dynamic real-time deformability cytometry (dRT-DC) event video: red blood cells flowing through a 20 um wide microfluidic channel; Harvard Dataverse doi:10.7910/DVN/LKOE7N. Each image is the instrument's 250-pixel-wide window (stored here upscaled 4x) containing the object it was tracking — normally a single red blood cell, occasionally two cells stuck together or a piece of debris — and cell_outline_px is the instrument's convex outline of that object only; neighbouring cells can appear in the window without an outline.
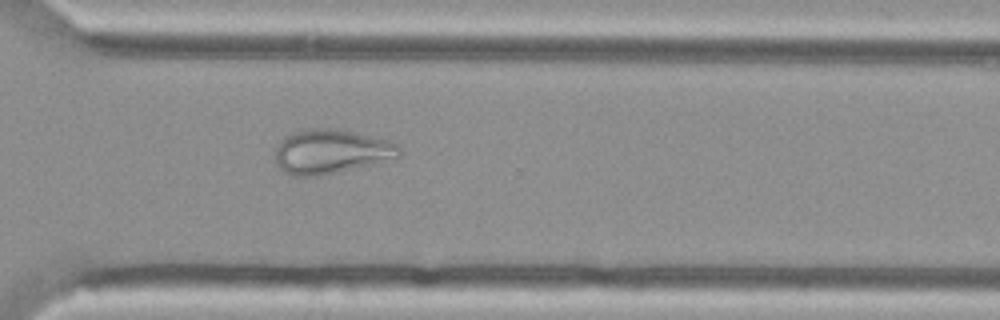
{"species": "Egyptian fruit bat (a non-hibernating species)", "species_latin": "Rousettus aegyptiacus", "temperature_condition": "cold", "stored_images_in_passage": 55, "camera_frame_rate_fps": 3000, "um_per_image_px": 0.085, "animal": {"sex": "female"}, "frame": {"image": 1, "passage_image": 40, "time_ms": 13.0, "image_size_px": [1000, 320], "cell_outline_px": [[400, 156], [380, 164], [316, 176], [292, 176], [284, 172], [280, 168], [276, 160], [276, 144], [284, 136], [292, 132], [308, 128], [328, 128], [352, 132], [384, 140], [396, 144], [400, 148]], "centroid_in_image_um": [28.11, 12.9], "position_along_channel_um": 342.5, "area_um2": 32.08}}
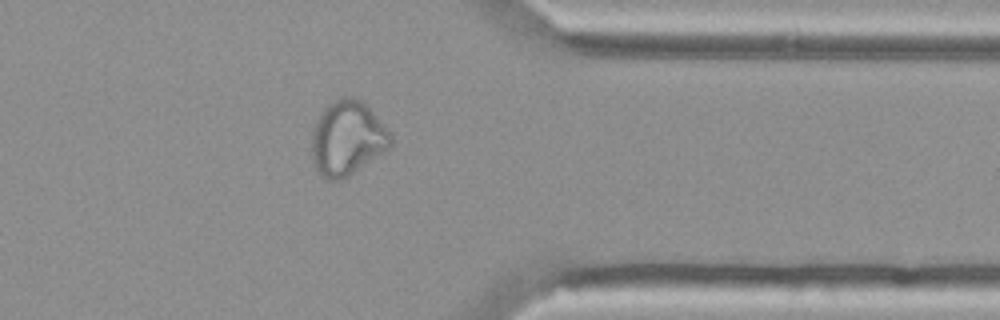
{"frame": {"image": 2, "passage_image": 44, "time_ms": 14.333, "image_size_px": [1000, 320], "cell_outline_px": [[392, 144], [384, 152], [348, 176], [340, 180], [328, 180], [316, 168], [312, 160], [312, 132], [320, 112], [328, 104], [344, 96], [352, 96], [360, 100], [372, 112], [392, 136]], "centroid_in_image_um": [29.5, 11.75], "position_along_channel_um": 381.9, "area_um2": 33.76}}
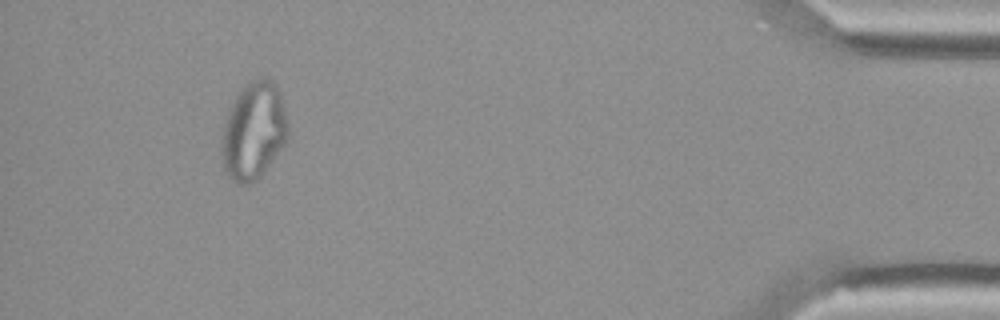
{"frame": {"image": 3, "passage_image": 51, "time_ms": 16.667, "image_size_px": [1000, 320], "cell_outline_px": [[288, 140], [256, 180], [248, 184], [240, 184], [228, 176], [224, 168], [224, 128], [228, 112], [236, 92], [240, 88], [252, 80], [260, 76], [268, 76], [272, 80], [280, 92], [288, 124]], "centroid_in_image_um": [21.6, 11.05], "position_along_channel_um": 413.6, "area_um2": 37.11}}